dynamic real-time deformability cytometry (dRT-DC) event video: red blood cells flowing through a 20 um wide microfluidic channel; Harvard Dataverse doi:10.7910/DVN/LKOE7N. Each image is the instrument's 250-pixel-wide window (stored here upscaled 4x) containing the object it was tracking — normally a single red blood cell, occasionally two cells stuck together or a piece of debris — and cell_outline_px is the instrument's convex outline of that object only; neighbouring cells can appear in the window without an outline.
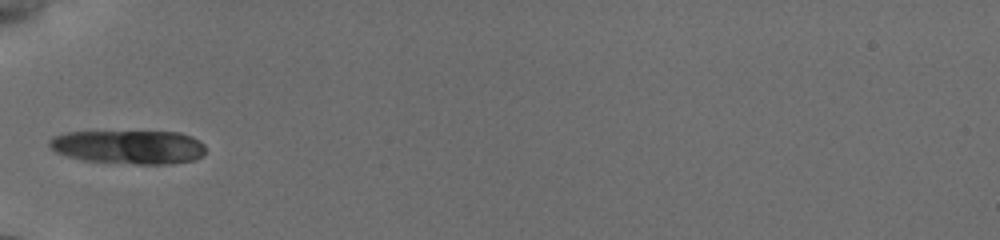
{"species": "common noctule bat (a hibernating species)", "species_latin": "Nyctalus noctula", "temperature_condition": "cold", "stored_images_in_passage": 17, "camera_frame_rate_fps": 3000, "um_per_image_px": 0.085, "animal": {"sex": "female", "body_mass_g": 19.5, "forearm_length_mm": 54.1}, "frame": {"image": 1, "passage_image": 5, "time_ms": 4.333, "image_size_px": [1000, 240], "cell_outline_px": [[204, 152], [200, 156], [192, 160], [172, 164], [136, 164], [80, 160], [56, 152], [48, 144], [48, 140], [52, 136], [68, 132], [180, 132], [192, 136], [200, 140], [204, 144]], "centroid_in_image_um": [10.94, 12.49], "position_along_channel_um": 74.1, "area_um2": 30.81}}